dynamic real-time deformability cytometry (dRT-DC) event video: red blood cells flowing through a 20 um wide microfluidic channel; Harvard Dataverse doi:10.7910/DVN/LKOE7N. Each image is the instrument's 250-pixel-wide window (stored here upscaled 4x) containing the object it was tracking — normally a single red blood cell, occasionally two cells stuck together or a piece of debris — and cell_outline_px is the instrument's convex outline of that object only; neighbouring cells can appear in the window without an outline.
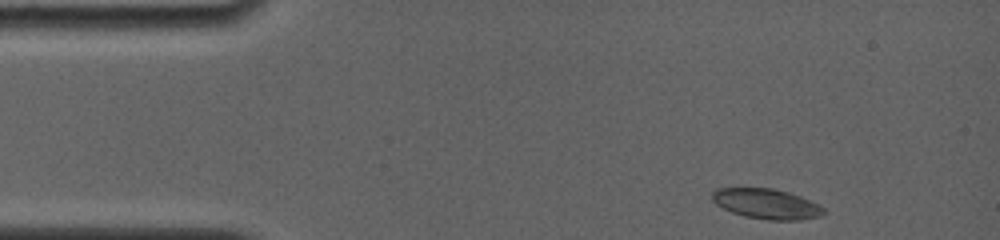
{"species": "common noctule bat (a hibernating species)", "species_latin": "Nyctalus noctula", "temperature_condition": "room temperature", "stored_images_in_passage": 13, "camera_frame_rate_fps": 4000, "um_per_image_px": 0.085, "animal": {"sex": "female", "body_mass_g": 19.0, "forearm_length_mm": 56.7}, "frame": {"image": 1, "passage_image": 1, "time_ms": 0.0, "image_size_px": [1000, 240], "cell_outline_px": [[828, 212], [820, 216], [800, 220], [768, 220], [744, 216], [732, 212], [716, 204], [712, 200], [712, 192], [716, 188], [772, 188], [788, 192], [800, 196], [824, 208]], "centroid_in_image_um": [65.15, 17.33], "position_along_channel_um": 19.8, "area_um2": 19.54}}
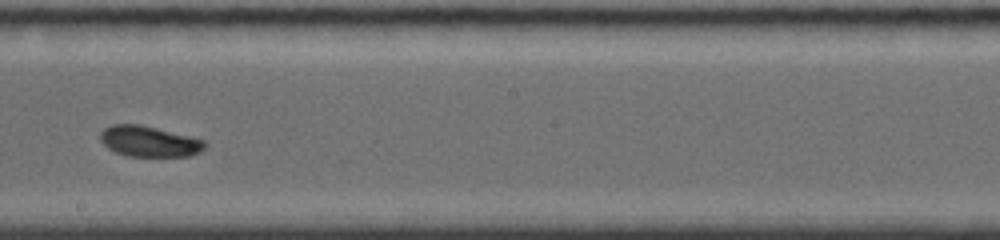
{"frame": {"image": 2, "passage_image": 8, "time_ms": 7.5, "image_size_px": [1000, 240], "cell_outline_px": [[208, 144], [200, 152], [188, 156], [128, 156], [116, 152], [108, 148], [100, 140], [100, 132], [104, 128], [112, 124], [140, 124], [204, 140]], "centroid_in_image_um": [12.66, 12.02], "position_along_channel_um": 235.5, "area_um2": 18.61}}
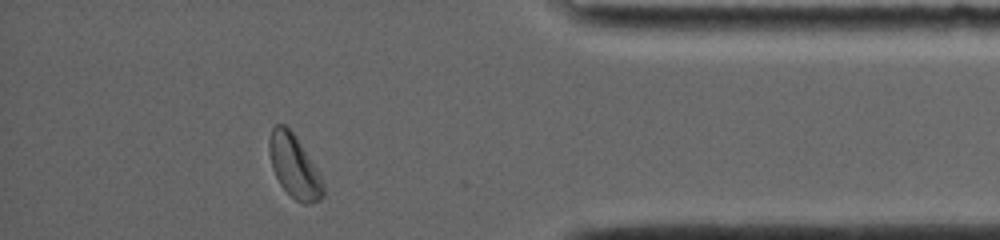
{"frame": {"image": 3, "passage_image": 13, "time_ms": 12.5, "image_size_px": [1000, 240], "cell_outline_px": [[324, 196], [320, 200], [308, 204], [304, 204], [296, 200], [280, 184], [272, 168], [268, 152], [268, 140], [272, 128], [276, 124], [284, 124], [296, 136], [316, 168], [324, 184]], "centroid_in_image_um": [24.99, 14.13], "position_along_channel_um": 410.2, "area_um2": 19.71}, "authors_computed_cell_mechanics": {"area_um2": 19.5364, "velocity_mm_per_s": 3.8442, "shape_relaxation_time_tau1_ms": 4.4163, "shape_relaxation_time_tau2_ms": null, "deformation_change_tau1": 0.0768, "deformation_change_tau2": null}}